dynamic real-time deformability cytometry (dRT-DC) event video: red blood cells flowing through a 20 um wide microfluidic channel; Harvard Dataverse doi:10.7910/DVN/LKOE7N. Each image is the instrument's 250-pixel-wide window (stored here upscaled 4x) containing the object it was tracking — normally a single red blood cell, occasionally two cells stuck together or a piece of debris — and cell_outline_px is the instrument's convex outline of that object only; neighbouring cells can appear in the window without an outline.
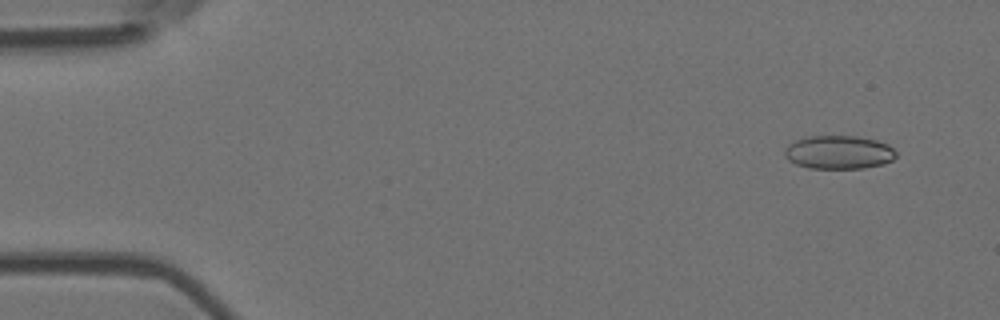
{"species": "Egyptian fruit bat (a non-hibernating species)", "species_latin": "Rousettus aegyptiacus", "temperature_condition": "room temperature", "stored_images_in_passage": 9, "camera_frame_rate_fps": 3000, "um_per_image_px": 0.085, "animal": {"sex": "female"}, "frame": {"image": 1, "passage_image": 1, "time_ms": 0.0, "image_size_px": [1000, 320], "cell_outline_px": [[896, 156], [892, 160], [884, 164], [864, 168], [808, 168], [796, 164], [788, 160], [784, 156], [784, 148], [788, 144], [796, 140], [808, 136], [856, 136], [876, 140], [888, 144], [896, 152]], "centroid_in_image_um": [71.28, 12.94], "position_along_channel_um": 13.7, "area_um2": 21.85}}
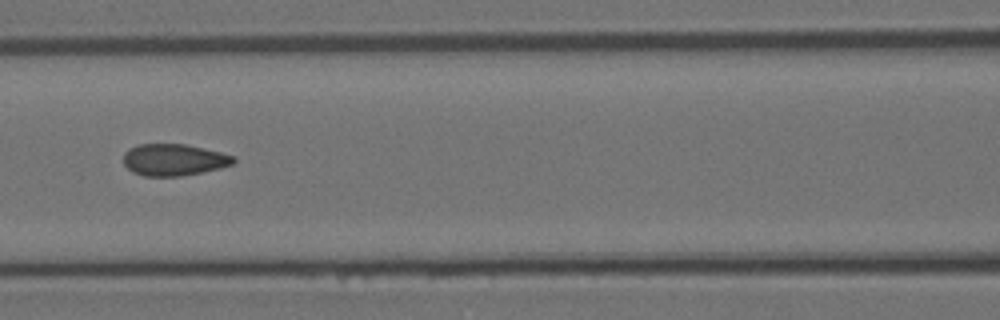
{"frame": {"image": 2, "passage_image": 6, "time_ms": 1.667, "image_size_px": [1000, 320], "cell_outline_px": [[236, 160], [232, 164], [220, 168], [180, 176], [144, 176], [132, 172], [124, 164], [124, 152], [128, 148], [136, 144], [184, 144], [220, 152], [232, 156]], "centroid_in_image_um": [14.72, 13.58], "position_along_channel_um": 151.9, "area_um2": 20.23}}
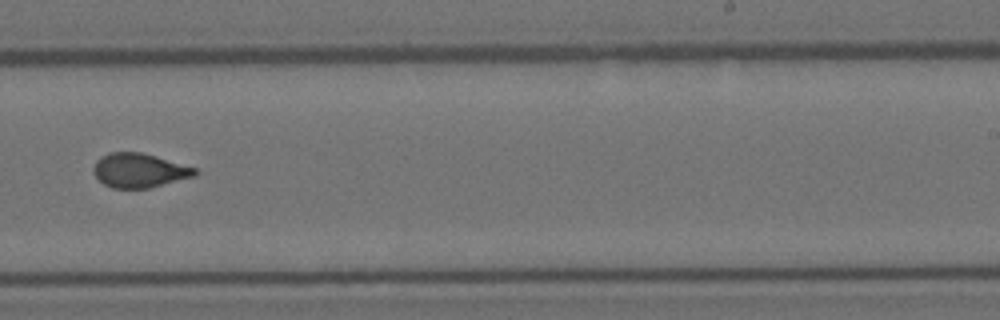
{"frame": {"image": 3, "passage_image": 9, "time_ms": 2.667, "image_size_px": [1000, 320], "cell_outline_px": [[200, 172], [196, 176], [148, 188], [112, 188], [104, 184], [92, 172], [92, 168], [96, 160], [100, 156], [108, 152], [140, 152], [156, 156], [196, 168]], "centroid_in_image_um": [11.83, 14.48], "position_along_channel_um": 277.2, "area_um2": 20.35}}